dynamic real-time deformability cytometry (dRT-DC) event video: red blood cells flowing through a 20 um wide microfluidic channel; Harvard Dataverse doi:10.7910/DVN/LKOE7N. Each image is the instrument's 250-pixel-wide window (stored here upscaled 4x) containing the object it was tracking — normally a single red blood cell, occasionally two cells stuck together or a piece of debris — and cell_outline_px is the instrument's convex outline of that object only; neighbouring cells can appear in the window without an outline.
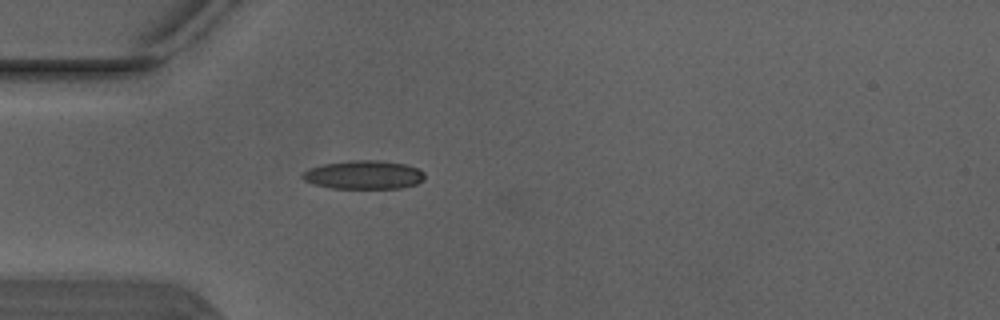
{"species": "Egyptian fruit bat (a non-hibernating species)", "species_latin": "Rousettus aegyptiacus", "temperature_condition": "warm", "stored_images_in_passage": 3, "camera_frame_rate_fps": 3000, "um_per_image_px": 0.085, "animal": {"sex": "male"}, "frame": {"image": 1, "passage_image": 3, "time_ms": 0.667, "image_size_px": [1000, 320], "cell_outline_px": [[424, 180], [416, 184], [400, 188], [332, 188], [316, 184], [304, 180], [300, 176], [308, 168], [324, 164], [352, 160], [380, 160], [404, 164], [416, 168], [424, 172]], "centroid_in_image_um": [30.92, 14.85], "position_along_channel_um": 54.1, "area_um2": 20.23}}